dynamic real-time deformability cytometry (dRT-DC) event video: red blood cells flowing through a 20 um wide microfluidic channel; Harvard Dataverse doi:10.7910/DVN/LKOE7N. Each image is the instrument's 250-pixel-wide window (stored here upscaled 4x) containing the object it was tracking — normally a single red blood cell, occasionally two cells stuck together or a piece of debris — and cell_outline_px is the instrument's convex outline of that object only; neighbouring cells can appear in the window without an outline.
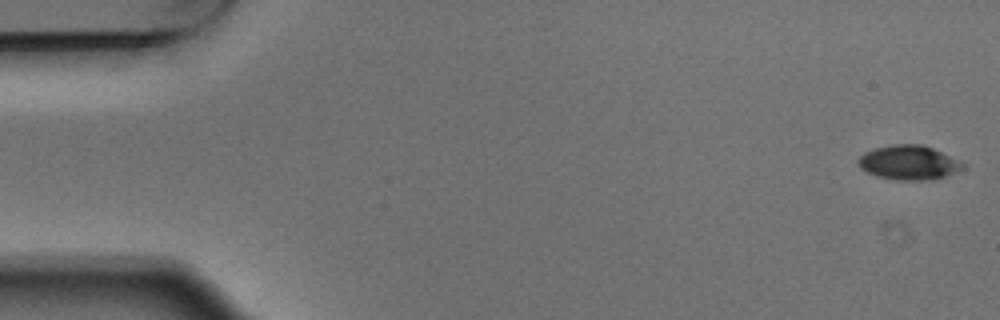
{"species": "Egyptian fruit bat (a non-hibernating species)", "species_latin": "Rousettus aegyptiacus", "temperature_condition": "warm", "stored_images_in_passage": 5, "camera_frame_rate_fps": 3000, "um_per_image_px": 0.085, "animal": {"sex": "male"}, "frame": {"image": 1, "passage_image": 1, "time_ms": 0.0, "image_size_px": [1000, 320], "cell_outline_px": [[964, 168], [944, 176], [932, 180], [896, 180], [880, 176], [868, 172], [860, 168], [856, 160], [864, 152], [876, 148], [892, 144], [924, 144], [964, 164]], "centroid_in_image_um": [77.2, 13.81], "position_along_channel_um": 7.8, "area_um2": 20.63}}
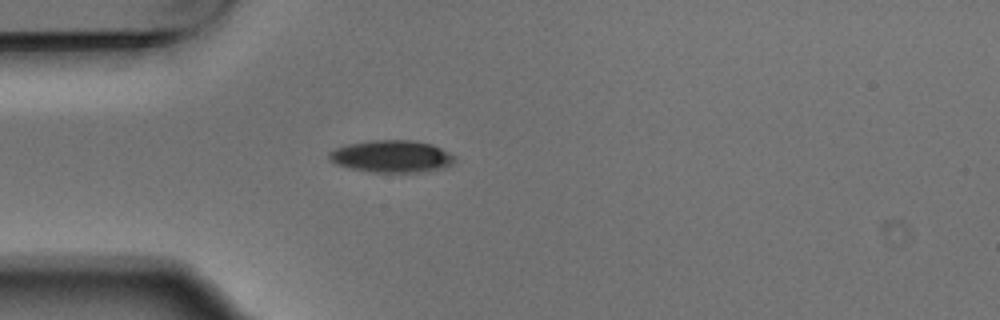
{"frame": {"image": 2, "passage_image": 5, "time_ms": 1.333, "image_size_px": [1000, 320], "cell_outline_px": [[456, 160], [452, 164], [444, 168], [420, 172], [372, 172], [348, 168], [336, 164], [328, 160], [328, 152], [336, 148], [348, 144], [372, 140], [412, 140], [432, 144], [456, 156]], "centroid_in_image_um": [33.29, 13.29], "position_along_channel_um": 51.7, "area_um2": 23.7}}